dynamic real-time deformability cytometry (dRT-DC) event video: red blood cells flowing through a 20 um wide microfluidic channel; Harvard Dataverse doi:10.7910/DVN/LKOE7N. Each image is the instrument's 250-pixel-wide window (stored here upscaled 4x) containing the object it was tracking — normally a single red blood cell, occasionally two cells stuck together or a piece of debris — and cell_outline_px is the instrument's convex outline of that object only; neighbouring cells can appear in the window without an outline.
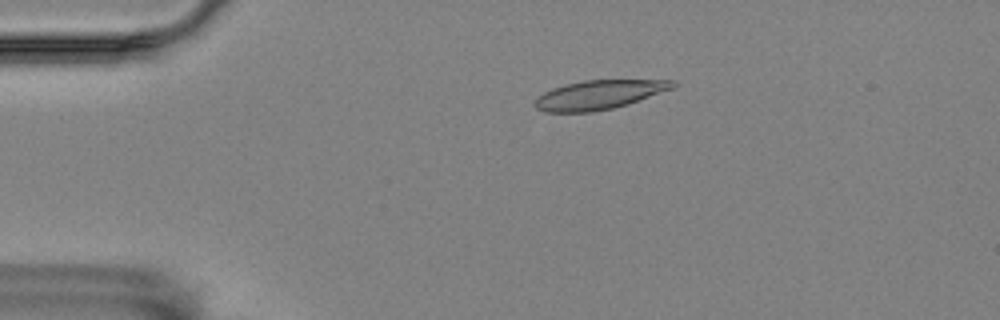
{"species": "Egyptian fruit bat (a non-hibernating species)", "species_latin": "Rousettus aegyptiacus", "temperature_condition": "room temperature", "stored_images_in_passage": 57, "camera_frame_rate_fps": 3000, "um_per_image_px": 0.085, "animal": {"sex": "female"}, "frame": {"image": 1, "passage_image": 12, "time_ms": 3.667, "image_size_px": [1000, 320], "cell_outline_px": [[680, 84], [676, 88], [628, 104], [612, 108], [592, 112], [544, 112], [536, 108], [532, 104], [536, 96], [552, 88], [584, 80], [676, 80]], "centroid_in_image_um": [50.95, 8.05], "position_along_channel_um": 34.1, "area_um2": 23.7}}
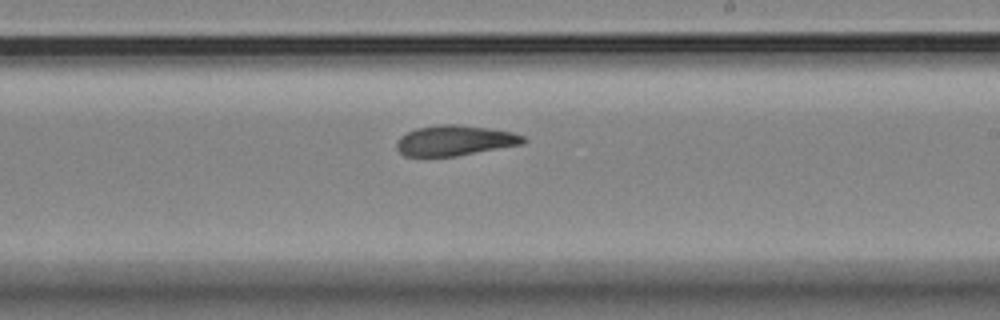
{"frame": {"image": 2, "passage_image": 34, "time_ms": 11.0, "image_size_px": [1000, 320], "cell_outline_px": [[528, 140], [524, 144], [456, 156], [404, 156], [396, 148], [396, 144], [400, 136], [416, 128], [440, 124], [456, 124], [488, 128], [512, 132], [524, 136]], "centroid_in_image_um": [38.68, 11.94], "position_along_channel_um": 250.3, "area_um2": 22.43}}
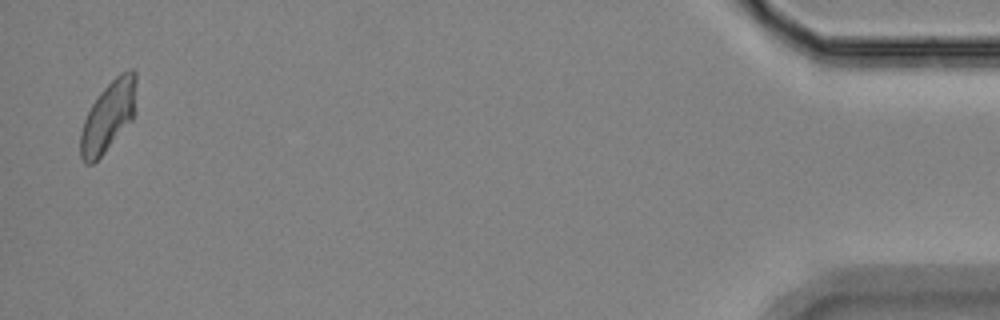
{"frame": {"image": 3, "passage_image": 56, "time_ms": 18.333, "image_size_px": [1000, 320], "cell_outline_px": [[136, 112], [132, 120], [104, 152], [92, 164], [84, 164], [80, 156], [80, 132], [84, 120], [92, 104], [100, 92], [120, 72], [128, 68], [132, 68], [136, 72]], "centroid_in_image_um": [9.23, 9.85], "position_along_channel_um": 426.0, "area_um2": 23.0}, "authors_computed_cell_mechanics": {"area_um2": 23.0622, "velocity_mm_per_s": 3.5287, "shape_relaxation_time_tau1_ms": 9.686, "shape_relaxation_time_tau2_ms": 3.0331, "deformation_change_tau1": 0.1818, "deformation_change_tau2": 0.0769}}